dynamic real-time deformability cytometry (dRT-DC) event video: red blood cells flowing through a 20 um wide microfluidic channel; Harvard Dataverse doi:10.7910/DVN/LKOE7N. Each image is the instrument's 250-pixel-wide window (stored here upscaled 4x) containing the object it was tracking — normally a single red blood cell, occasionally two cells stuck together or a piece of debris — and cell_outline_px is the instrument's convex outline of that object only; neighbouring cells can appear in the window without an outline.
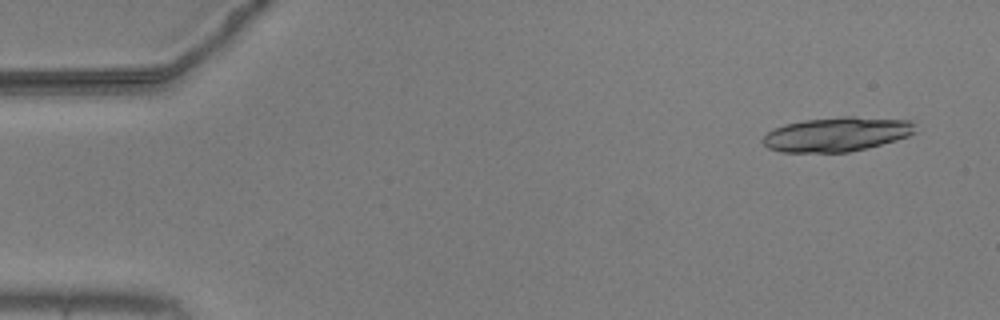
{"species": "common noctule bat (a hibernating species)", "species_latin": "Nyctalus noctula", "temperature_condition": "warm", "stored_images_in_passage": 54, "segment_of_instrument_passage": [1, 2], "camera_frame_rate_fps": 3000, "um_per_image_px": 0.085, "animal": {"sex": "male", "body_mass_g": 20.5, "forearm_length_mm": 52.5}, "frame": {"image": 1, "passage_image": 4, "time_ms": 1.0, "image_size_px": [1000, 320], "cell_outline_px": [[916, 132], [908, 136], [896, 140], [848, 152], [780, 152], [768, 148], [760, 140], [768, 132], [784, 124], [804, 120], [844, 116], [852, 116], [908, 120], [912, 124]], "centroid_in_image_um": [71.08, 11.41], "position_along_channel_um": 13.9, "area_um2": 30.29}}